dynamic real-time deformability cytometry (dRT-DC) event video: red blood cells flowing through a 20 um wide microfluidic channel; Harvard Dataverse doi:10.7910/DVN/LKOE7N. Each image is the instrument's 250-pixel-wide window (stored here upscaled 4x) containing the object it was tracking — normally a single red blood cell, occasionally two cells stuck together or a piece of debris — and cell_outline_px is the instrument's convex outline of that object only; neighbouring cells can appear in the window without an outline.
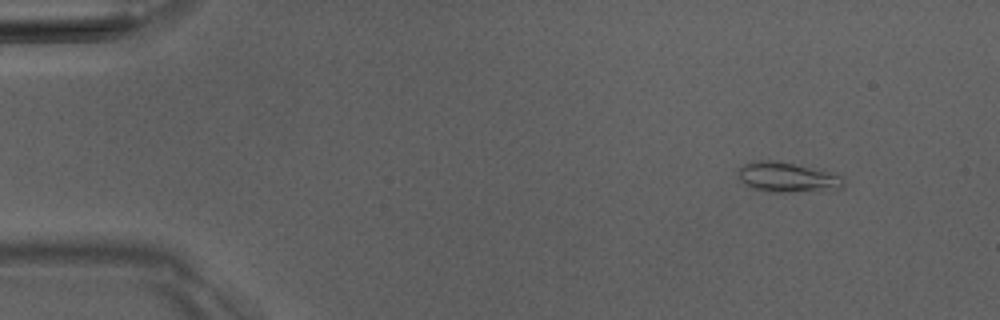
{"species": "Egyptian fruit bat (a non-hibernating species)", "species_latin": "Rousettus aegyptiacus", "temperature_condition": "room temperature", "stored_images_in_passage": 4, "camera_frame_rate_fps": 3000, "um_per_image_px": 0.085, "animal": {"sex": "male"}, "frame": {"image": 1, "passage_image": 1, "time_ms": 0.0, "image_size_px": [1000, 320], "cell_outline_px": [[844, 188], [784, 192], [768, 192], [752, 188], [744, 184], [740, 180], [736, 172], [744, 164], [792, 164], [820, 168], [840, 172], [844, 180]], "centroid_in_image_um": [67.06, 15.12], "position_along_channel_um": 17.9, "area_um2": 17.8}}